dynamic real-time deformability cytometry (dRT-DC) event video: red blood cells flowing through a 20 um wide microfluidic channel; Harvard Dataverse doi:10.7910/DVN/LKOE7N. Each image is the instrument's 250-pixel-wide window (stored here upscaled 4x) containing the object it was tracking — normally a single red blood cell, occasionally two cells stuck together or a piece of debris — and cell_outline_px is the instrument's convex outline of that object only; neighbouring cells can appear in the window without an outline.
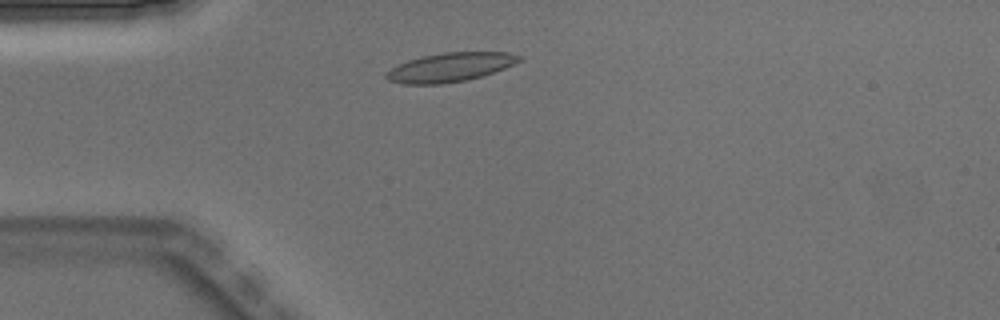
{"species": "Egyptian fruit bat (a non-hibernating species)", "species_latin": "Rousettus aegyptiacus", "temperature_condition": "warm", "stored_images_in_passage": 2, "camera_frame_rate_fps": 3000, "um_per_image_px": 0.085, "animal": {"sex": "male"}, "frame": {"image": 1, "passage_image": 2, "time_ms": 0.333, "image_size_px": [1000, 320], "cell_outline_px": [[524, 56], [520, 60], [504, 68], [480, 76], [464, 80], [440, 84], [404, 84], [388, 80], [384, 76], [392, 68], [408, 60], [424, 56], [444, 52], [508, 52]], "centroid_in_image_um": [38.26, 5.71], "position_along_channel_um": 46.7, "area_um2": 22.02}}